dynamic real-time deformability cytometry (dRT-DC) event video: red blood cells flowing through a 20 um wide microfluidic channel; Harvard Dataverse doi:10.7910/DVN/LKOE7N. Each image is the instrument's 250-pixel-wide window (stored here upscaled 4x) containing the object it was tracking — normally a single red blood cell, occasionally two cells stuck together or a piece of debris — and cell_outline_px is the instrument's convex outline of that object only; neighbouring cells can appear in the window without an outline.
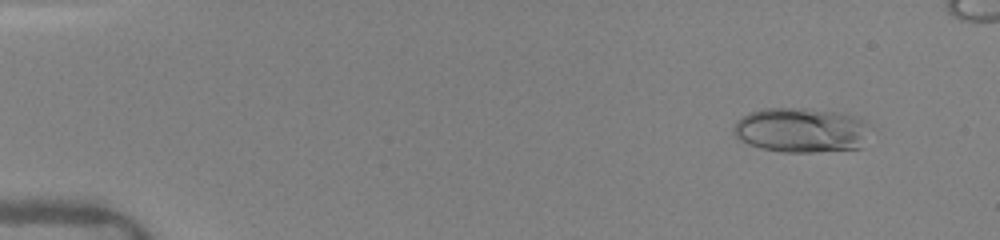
{"species": "human", "species_latin": "Homo sapiens", "temperature_condition": "warm", "stored_images_in_passage": 61, "camera_frame_rate_fps": 3000, "um_per_image_px": 0.085, "donor": {"sex": "female"}, "frame": {"image": 1, "passage_image": 6, "time_ms": 1.333, "image_size_px": [1000, 240], "cell_outline_px": [[864, 124], [860, 148], [812, 152], [784, 152], [760, 148], [748, 144], [740, 140], [732, 132], [732, 128], [736, 120], [748, 112], [764, 108], [804, 108], [836, 112], [856, 116], [864, 120]], "centroid_in_image_um": [67.95, 11.05], "position_along_channel_um": 17.1, "area_um2": 35.14}}
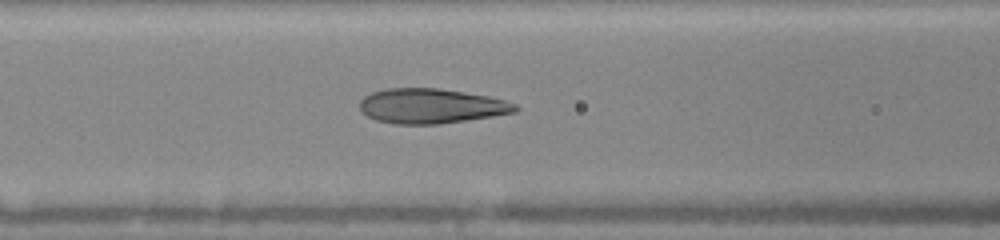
{"frame": {"image": 2, "passage_image": 35, "time_ms": 7.0, "image_size_px": [1000, 240], "cell_outline_px": [[520, 108], [516, 112], [492, 116], [440, 124], [396, 124], [376, 120], [368, 116], [360, 108], [360, 100], [364, 96], [372, 92], [384, 88], [440, 88], [488, 96], [504, 100], [516, 104]], "centroid_in_image_um": [36.65, 9.0], "position_along_channel_um": 130.0, "area_um2": 31.56}}
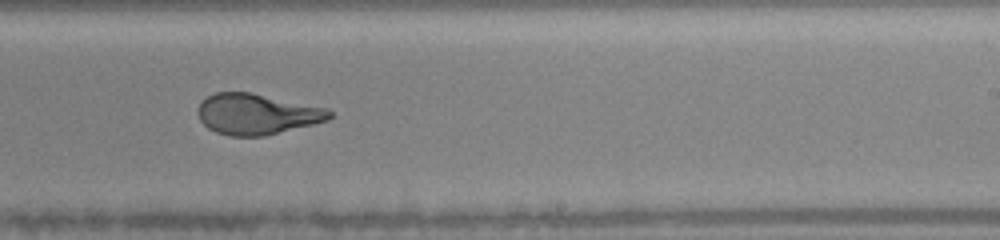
{"frame": {"image": 3, "passage_image": 52, "time_ms": 10.333, "image_size_px": [1000, 240], "cell_outline_px": [[332, 116], [328, 120], [264, 136], [228, 136], [216, 132], [208, 128], [200, 120], [196, 112], [196, 108], [200, 100], [216, 92], [252, 92], [328, 108], [332, 112]], "centroid_in_image_um": [21.79, 9.68], "position_along_channel_um": 267.2, "area_um2": 31.5}}